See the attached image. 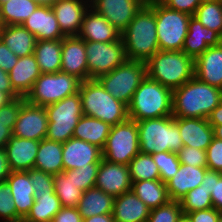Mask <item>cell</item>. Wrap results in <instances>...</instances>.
<instances>
[{"instance_id": "cell-37", "label": "cell", "mask_w": 222, "mask_h": 222, "mask_svg": "<svg viewBox=\"0 0 222 222\" xmlns=\"http://www.w3.org/2000/svg\"><path fill=\"white\" fill-rule=\"evenodd\" d=\"M55 194L61 201L62 207H77L83 191L76 187L72 180V170L53 175Z\"/></svg>"}, {"instance_id": "cell-63", "label": "cell", "mask_w": 222, "mask_h": 222, "mask_svg": "<svg viewBox=\"0 0 222 222\" xmlns=\"http://www.w3.org/2000/svg\"><path fill=\"white\" fill-rule=\"evenodd\" d=\"M137 1L140 2L142 5H150L157 0H137Z\"/></svg>"}, {"instance_id": "cell-34", "label": "cell", "mask_w": 222, "mask_h": 222, "mask_svg": "<svg viewBox=\"0 0 222 222\" xmlns=\"http://www.w3.org/2000/svg\"><path fill=\"white\" fill-rule=\"evenodd\" d=\"M131 190L150 209L165 205L170 201L167 186L160 179L132 181Z\"/></svg>"}, {"instance_id": "cell-50", "label": "cell", "mask_w": 222, "mask_h": 222, "mask_svg": "<svg viewBox=\"0 0 222 222\" xmlns=\"http://www.w3.org/2000/svg\"><path fill=\"white\" fill-rule=\"evenodd\" d=\"M191 222H218L221 212L215 208H208L186 214Z\"/></svg>"}, {"instance_id": "cell-5", "label": "cell", "mask_w": 222, "mask_h": 222, "mask_svg": "<svg viewBox=\"0 0 222 222\" xmlns=\"http://www.w3.org/2000/svg\"><path fill=\"white\" fill-rule=\"evenodd\" d=\"M147 76L170 89L194 77V59L183 51H158L146 62Z\"/></svg>"}, {"instance_id": "cell-64", "label": "cell", "mask_w": 222, "mask_h": 222, "mask_svg": "<svg viewBox=\"0 0 222 222\" xmlns=\"http://www.w3.org/2000/svg\"><path fill=\"white\" fill-rule=\"evenodd\" d=\"M178 222H191L186 215H182V217L178 220Z\"/></svg>"}, {"instance_id": "cell-30", "label": "cell", "mask_w": 222, "mask_h": 222, "mask_svg": "<svg viewBox=\"0 0 222 222\" xmlns=\"http://www.w3.org/2000/svg\"><path fill=\"white\" fill-rule=\"evenodd\" d=\"M114 199V196L93 187L83 192L77 208L83 219L95 215L110 214L113 212Z\"/></svg>"}, {"instance_id": "cell-36", "label": "cell", "mask_w": 222, "mask_h": 222, "mask_svg": "<svg viewBox=\"0 0 222 222\" xmlns=\"http://www.w3.org/2000/svg\"><path fill=\"white\" fill-rule=\"evenodd\" d=\"M35 202L24 222H52L62 205L56 194H34Z\"/></svg>"}, {"instance_id": "cell-28", "label": "cell", "mask_w": 222, "mask_h": 222, "mask_svg": "<svg viewBox=\"0 0 222 222\" xmlns=\"http://www.w3.org/2000/svg\"><path fill=\"white\" fill-rule=\"evenodd\" d=\"M8 74L14 91L20 97H26L42 73L34 54H31L19 57L18 62Z\"/></svg>"}, {"instance_id": "cell-61", "label": "cell", "mask_w": 222, "mask_h": 222, "mask_svg": "<svg viewBox=\"0 0 222 222\" xmlns=\"http://www.w3.org/2000/svg\"><path fill=\"white\" fill-rule=\"evenodd\" d=\"M214 132V137L222 140V125H211Z\"/></svg>"}, {"instance_id": "cell-13", "label": "cell", "mask_w": 222, "mask_h": 222, "mask_svg": "<svg viewBox=\"0 0 222 222\" xmlns=\"http://www.w3.org/2000/svg\"><path fill=\"white\" fill-rule=\"evenodd\" d=\"M47 127L48 116L45 107L25 100L18 113L13 136L41 141L46 138Z\"/></svg>"}, {"instance_id": "cell-45", "label": "cell", "mask_w": 222, "mask_h": 222, "mask_svg": "<svg viewBox=\"0 0 222 222\" xmlns=\"http://www.w3.org/2000/svg\"><path fill=\"white\" fill-rule=\"evenodd\" d=\"M34 194H55L54 179L50 173L32 168L28 171Z\"/></svg>"}, {"instance_id": "cell-11", "label": "cell", "mask_w": 222, "mask_h": 222, "mask_svg": "<svg viewBox=\"0 0 222 222\" xmlns=\"http://www.w3.org/2000/svg\"><path fill=\"white\" fill-rule=\"evenodd\" d=\"M140 152L137 122L127 119L111 127L102 149V158L111 163L129 165Z\"/></svg>"}, {"instance_id": "cell-16", "label": "cell", "mask_w": 222, "mask_h": 222, "mask_svg": "<svg viewBox=\"0 0 222 222\" xmlns=\"http://www.w3.org/2000/svg\"><path fill=\"white\" fill-rule=\"evenodd\" d=\"M81 81L88 80V63L85 41L78 36H65L62 39L61 70Z\"/></svg>"}, {"instance_id": "cell-10", "label": "cell", "mask_w": 222, "mask_h": 222, "mask_svg": "<svg viewBox=\"0 0 222 222\" xmlns=\"http://www.w3.org/2000/svg\"><path fill=\"white\" fill-rule=\"evenodd\" d=\"M146 75V62L126 60L111 72L99 76L97 80L115 99L128 106Z\"/></svg>"}, {"instance_id": "cell-21", "label": "cell", "mask_w": 222, "mask_h": 222, "mask_svg": "<svg viewBox=\"0 0 222 222\" xmlns=\"http://www.w3.org/2000/svg\"><path fill=\"white\" fill-rule=\"evenodd\" d=\"M40 141L11 136L4 147L11 171L34 168Z\"/></svg>"}, {"instance_id": "cell-24", "label": "cell", "mask_w": 222, "mask_h": 222, "mask_svg": "<svg viewBox=\"0 0 222 222\" xmlns=\"http://www.w3.org/2000/svg\"><path fill=\"white\" fill-rule=\"evenodd\" d=\"M38 40H58L65 35L61 32L51 6L39 5L22 24Z\"/></svg>"}, {"instance_id": "cell-48", "label": "cell", "mask_w": 222, "mask_h": 222, "mask_svg": "<svg viewBox=\"0 0 222 222\" xmlns=\"http://www.w3.org/2000/svg\"><path fill=\"white\" fill-rule=\"evenodd\" d=\"M202 1L203 0H161L160 2L171 10L185 12L192 16Z\"/></svg>"}, {"instance_id": "cell-9", "label": "cell", "mask_w": 222, "mask_h": 222, "mask_svg": "<svg viewBox=\"0 0 222 222\" xmlns=\"http://www.w3.org/2000/svg\"><path fill=\"white\" fill-rule=\"evenodd\" d=\"M81 82L77 77L62 71L42 73L26 95L25 100L28 103L45 107L79 92Z\"/></svg>"}, {"instance_id": "cell-4", "label": "cell", "mask_w": 222, "mask_h": 222, "mask_svg": "<svg viewBox=\"0 0 222 222\" xmlns=\"http://www.w3.org/2000/svg\"><path fill=\"white\" fill-rule=\"evenodd\" d=\"M79 94L85 116L102 120L110 126L128 119V106L115 99L97 79L82 81Z\"/></svg>"}, {"instance_id": "cell-49", "label": "cell", "mask_w": 222, "mask_h": 222, "mask_svg": "<svg viewBox=\"0 0 222 222\" xmlns=\"http://www.w3.org/2000/svg\"><path fill=\"white\" fill-rule=\"evenodd\" d=\"M25 97H18L10 101L7 105L0 108V120L16 121Z\"/></svg>"}, {"instance_id": "cell-55", "label": "cell", "mask_w": 222, "mask_h": 222, "mask_svg": "<svg viewBox=\"0 0 222 222\" xmlns=\"http://www.w3.org/2000/svg\"><path fill=\"white\" fill-rule=\"evenodd\" d=\"M0 91L6 93L12 100L20 97L13 89L8 72L0 68Z\"/></svg>"}, {"instance_id": "cell-54", "label": "cell", "mask_w": 222, "mask_h": 222, "mask_svg": "<svg viewBox=\"0 0 222 222\" xmlns=\"http://www.w3.org/2000/svg\"><path fill=\"white\" fill-rule=\"evenodd\" d=\"M16 121L0 120V148H4L10 137L13 135V129Z\"/></svg>"}, {"instance_id": "cell-32", "label": "cell", "mask_w": 222, "mask_h": 222, "mask_svg": "<svg viewBox=\"0 0 222 222\" xmlns=\"http://www.w3.org/2000/svg\"><path fill=\"white\" fill-rule=\"evenodd\" d=\"M63 143L42 139L39 144L34 168L52 175L64 171L62 161Z\"/></svg>"}, {"instance_id": "cell-2", "label": "cell", "mask_w": 222, "mask_h": 222, "mask_svg": "<svg viewBox=\"0 0 222 222\" xmlns=\"http://www.w3.org/2000/svg\"><path fill=\"white\" fill-rule=\"evenodd\" d=\"M121 38L127 60L147 62L159 51L153 3L142 5Z\"/></svg>"}, {"instance_id": "cell-26", "label": "cell", "mask_w": 222, "mask_h": 222, "mask_svg": "<svg viewBox=\"0 0 222 222\" xmlns=\"http://www.w3.org/2000/svg\"><path fill=\"white\" fill-rule=\"evenodd\" d=\"M207 167L180 164L177 173L166 183L170 200L179 201L190 190L200 186Z\"/></svg>"}, {"instance_id": "cell-35", "label": "cell", "mask_w": 222, "mask_h": 222, "mask_svg": "<svg viewBox=\"0 0 222 222\" xmlns=\"http://www.w3.org/2000/svg\"><path fill=\"white\" fill-rule=\"evenodd\" d=\"M39 5L33 0H9L0 5V26L22 25Z\"/></svg>"}, {"instance_id": "cell-22", "label": "cell", "mask_w": 222, "mask_h": 222, "mask_svg": "<svg viewBox=\"0 0 222 222\" xmlns=\"http://www.w3.org/2000/svg\"><path fill=\"white\" fill-rule=\"evenodd\" d=\"M84 41L112 42L121 40L119 32L111 23L89 7L77 35Z\"/></svg>"}, {"instance_id": "cell-6", "label": "cell", "mask_w": 222, "mask_h": 222, "mask_svg": "<svg viewBox=\"0 0 222 222\" xmlns=\"http://www.w3.org/2000/svg\"><path fill=\"white\" fill-rule=\"evenodd\" d=\"M140 152L177 153L184 145L172 115L137 121Z\"/></svg>"}, {"instance_id": "cell-20", "label": "cell", "mask_w": 222, "mask_h": 222, "mask_svg": "<svg viewBox=\"0 0 222 222\" xmlns=\"http://www.w3.org/2000/svg\"><path fill=\"white\" fill-rule=\"evenodd\" d=\"M184 146L206 151L214 138L208 119L174 117Z\"/></svg>"}, {"instance_id": "cell-65", "label": "cell", "mask_w": 222, "mask_h": 222, "mask_svg": "<svg viewBox=\"0 0 222 222\" xmlns=\"http://www.w3.org/2000/svg\"><path fill=\"white\" fill-rule=\"evenodd\" d=\"M7 1H9V0H0V5H1L2 3L7 2Z\"/></svg>"}, {"instance_id": "cell-15", "label": "cell", "mask_w": 222, "mask_h": 222, "mask_svg": "<svg viewBox=\"0 0 222 222\" xmlns=\"http://www.w3.org/2000/svg\"><path fill=\"white\" fill-rule=\"evenodd\" d=\"M90 7L122 33L142 4L137 0H92Z\"/></svg>"}, {"instance_id": "cell-46", "label": "cell", "mask_w": 222, "mask_h": 222, "mask_svg": "<svg viewBox=\"0 0 222 222\" xmlns=\"http://www.w3.org/2000/svg\"><path fill=\"white\" fill-rule=\"evenodd\" d=\"M178 160L180 164L191 165L194 167H207L206 151L190 147L183 146L177 152Z\"/></svg>"}, {"instance_id": "cell-59", "label": "cell", "mask_w": 222, "mask_h": 222, "mask_svg": "<svg viewBox=\"0 0 222 222\" xmlns=\"http://www.w3.org/2000/svg\"><path fill=\"white\" fill-rule=\"evenodd\" d=\"M83 222H114L113 214L95 215L89 218L83 219Z\"/></svg>"}, {"instance_id": "cell-40", "label": "cell", "mask_w": 222, "mask_h": 222, "mask_svg": "<svg viewBox=\"0 0 222 222\" xmlns=\"http://www.w3.org/2000/svg\"><path fill=\"white\" fill-rule=\"evenodd\" d=\"M179 202L183 215L189 212L213 208L211 194L203 186L190 190Z\"/></svg>"}, {"instance_id": "cell-14", "label": "cell", "mask_w": 222, "mask_h": 222, "mask_svg": "<svg viewBox=\"0 0 222 222\" xmlns=\"http://www.w3.org/2000/svg\"><path fill=\"white\" fill-rule=\"evenodd\" d=\"M95 187L114 197L130 191L132 180L129 166L111 163L102 158L97 171Z\"/></svg>"}, {"instance_id": "cell-52", "label": "cell", "mask_w": 222, "mask_h": 222, "mask_svg": "<svg viewBox=\"0 0 222 222\" xmlns=\"http://www.w3.org/2000/svg\"><path fill=\"white\" fill-rule=\"evenodd\" d=\"M52 222H83L77 207H62Z\"/></svg>"}, {"instance_id": "cell-31", "label": "cell", "mask_w": 222, "mask_h": 222, "mask_svg": "<svg viewBox=\"0 0 222 222\" xmlns=\"http://www.w3.org/2000/svg\"><path fill=\"white\" fill-rule=\"evenodd\" d=\"M111 127L102 120L83 115L75 126L73 137L103 149Z\"/></svg>"}, {"instance_id": "cell-1", "label": "cell", "mask_w": 222, "mask_h": 222, "mask_svg": "<svg viewBox=\"0 0 222 222\" xmlns=\"http://www.w3.org/2000/svg\"><path fill=\"white\" fill-rule=\"evenodd\" d=\"M222 101V90L195 76L173 89L172 116L207 119Z\"/></svg>"}, {"instance_id": "cell-57", "label": "cell", "mask_w": 222, "mask_h": 222, "mask_svg": "<svg viewBox=\"0 0 222 222\" xmlns=\"http://www.w3.org/2000/svg\"><path fill=\"white\" fill-rule=\"evenodd\" d=\"M213 178H221L218 171L214 170H207L202 183L200 186H203L210 194L212 193V186H213Z\"/></svg>"}, {"instance_id": "cell-58", "label": "cell", "mask_w": 222, "mask_h": 222, "mask_svg": "<svg viewBox=\"0 0 222 222\" xmlns=\"http://www.w3.org/2000/svg\"><path fill=\"white\" fill-rule=\"evenodd\" d=\"M210 125H222V101L207 118Z\"/></svg>"}, {"instance_id": "cell-12", "label": "cell", "mask_w": 222, "mask_h": 222, "mask_svg": "<svg viewBox=\"0 0 222 222\" xmlns=\"http://www.w3.org/2000/svg\"><path fill=\"white\" fill-rule=\"evenodd\" d=\"M88 79H97L109 73L126 60L123 40L112 42L85 41Z\"/></svg>"}, {"instance_id": "cell-7", "label": "cell", "mask_w": 222, "mask_h": 222, "mask_svg": "<svg viewBox=\"0 0 222 222\" xmlns=\"http://www.w3.org/2000/svg\"><path fill=\"white\" fill-rule=\"evenodd\" d=\"M48 116L46 139L64 143L73 137L75 126L84 115L79 92L45 106Z\"/></svg>"}, {"instance_id": "cell-19", "label": "cell", "mask_w": 222, "mask_h": 222, "mask_svg": "<svg viewBox=\"0 0 222 222\" xmlns=\"http://www.w3.org/2000/svg\"><path fill=\"white\" fill-rule=\"evenodd\" d=\"M222 43V36L204 27L193 15L189 20L188 33L185 37L182 51L192 59L198 58L209 47Z\"/></svg>"}, {"instance_id": "cell-8", "label": "cell", "mask_w": 222, "mask_h": 222, "mask_svg": "<svg viewBox=\"0 0 222 222\" xmlns=\"http://www.w3.org/2000/svg\"><path fill=\"white\" fill-rule=\"evenodd\" d=\"M156 33L160 51H182L191 15L167 8L160 1L153 2Z\"/></svg>"}, {"instance_id": "cell-41", "label": "cell", "mask_w": 222, "mask_h": 222, "mask_svg": "<svg viewBox=\"0 0 222 222\" xmlns=\"http://www.w3.org/2000/svg\"><path fill=\"white\" fill-rule=\"evenodd\" d=\"M160 172V180L167 183L179 170L180 161L177 153L157 152L151 154Z\"/></svg>"}, {"instance_id": "cell-47", "label": "cell", "mask_w": 222, "mask_h": 222, "mask_svg": "<svg viewBox=\"0 0 222 222\" xmlns=\"http://www.w3.org/2000/svg\"><path fill=\"white\" fill-rule=\"evenodd\" d=\"M207 168L209 170H222V140L213 138L206 150Z\"/></svg>"}, {"instance_id": "cell-39", "label": "cell", "mask_w": 222, "mask_h": 222, "mask_svg": "<svg viewBox=\"0 0 222 222\" xmlns=\"http://www.w3.org/2000/svg\"><path fill=\"white\" fill-rule=\"evenodd\" d=\"M129 172L132 181L160 179L158 166L151 154L139 152L129 163Z\"/></svg>"}, {"instance_id": "cell-17", "label": "cell", "mask_w": 222, "mask_h": 222, "mask_svg": "<svg viewBox=\"0 0 222 222\" xmlns=\"http://www.w3.org/2000/svg\"><path fill=\"white\" fill-rule=\"evenodd\" d=\"M51 7L61 32L65 36H77L90 3L85 0H58Z\"/></svg>"}, {"instance_id": "cell-3", "label": "cell", "mask_w": 222, "mask_h": 222, "mask_svg": "<svg viewBox=\"0 0 222 222\" xmlns=\"http://www.w3.org/2000/svg\"><path fill=\"white\" fill-rule=\"evenodd\" d=\"M173 90L147 75L141 81L128 105V118L142 121L172 115Z\"/></svg>"}, {"instance_id": "cell-53", "label": "cell", "mask_w": 222, "mask_h": 222, "mask_svg": "<svg viewBox=\"0 0 222 222\" xmlns=\"http://www.w3.org/2000/svg\"><path fill=\"white\" fill-rule=\"evenodd\" d=\"M211 199L213 208L222 212V177L213 178Z\"/></svg>"}, {"instance_id": "cell-62", "label": "cell", "mask_w": 222, "mask_h": 222, "mask_svg": "<svg viewBox=\"0 0 222 222\" xmlns=\"http://www.w3.org/2000/svg\"><path fill=\"white\" fill-rule=\"evenodd\" d=\"M35 3H37L38 5H42V6H52L53 4H55L58 0H33Z\"/></svg>"}, {"instance_id": "cell-66", "label": "cell", "mask_w": 222, "mask_h": 222, "mask_svg": "<svg viewBox=\"0 0 222 222\" xmlns=\"http://www.w3.org/2000/svg\"><path fill=\"white\" fill-rule=\"evenodd\" d=\"M218 222H222V216L219 218Z\"/></svg>"}, {"instance_id": "cell-43", "label": "cell", "mask_w": 222, "mask_h": 222, "mask_svg": "<svg viewBox=\"0 0 222 222\" xmlns=\"http://www.w3.org/2000/svg\"><path fill=\"white\" fill-rule=\"evenodd\" d=\"M100 163H89L87 166L72 169V180L81 191L95 187L97 171Z\"/></svg>"}, {"instance_id": "cell-42", "label": "cell", "mask_w": 222, "mask_h": 222, "mask_svg": "<svg viewBox=\"0 0 222 222\" xmlns=\"http://www.w3.org/2000/svg\"><path fill=\"white\" fill-rule=\"evenodd\" d=\"M182 215L180 202L170 200L165 205L151 209L147 222H178Z\"/></svg>"}, {"instance_id": "cell-44", "label": "cell", "mask_w": 222, "mask_h": 222, "mask_svg": "<svg viewBox=\"0 0 222 222\" xmlns=\"http://www.w3.org/2000/svg\"><path fill=\"white\" fill-rule=\"evenodd\" d=\"M0 219L3 222H17L15 202L6 181L0 182Z\"/></svg>"}, {"instance_id": "cell-29", "label": "cell", "mask_w": 222, "mask_h": 222, "mask_svg": "<svg viewBox=\"0 0 222 222\" xmlns=\"http://www.w3.org/2000/svg\"><path fill=\"white\" fill-rule=\"evenodd\" d=\"M0 40L18 57L33 54L37 42L23 25L0 26Z\"/></svg>"}, {"instance_id": "cell-23", "label": "cell", "mask_w": 222, "mask_h": 222, "mask_svg": "<svg viewBox=\"0 0 222 222\" xmlns=\"http://www.w3.org/2000/svg\"><path fill=\"white\" fill-rule=\"evenodd\" d=\"M194 76L222 90V43L209 47L194 60Z\"/></svg>"}, {"instance_id": "cell-33", "label": "cell", "mask_w": 222, "mask_h": 222, "mask_svg": "<svg viewBox=\"0 0 222 222\" xmlns=\"http://www.w3.org/2000/svg\"><path fill=\"white\" fill-rule=\"evenodd\" d=\"M62 39L38 40L34 56L41 73H56L61 70Z\"/></svg>"}, {"instance_id": "cell-27", "label": "cell", "mask_w": 222, "mask_h": 222, "mask_svg": "<svg viewBox=\"0 0 222 222\" xmlns=\"http://www.w3.org/2000/svg\"><path fill=\"white\" fill-rule=\"evenodd\" d=\"M151 209L132 190L115 197L114 222H147Z\"/></svg>"}, {"instance_id": "cell-38", "label": "cell", "mask_w": 222, "mask_h": 222, "mask_svg": "<svg viewBox=\"0 0 222 222\" xmlns=\"http://www.w3.org/2000/svg\"><path fill=\"white\" fill-rule=\"evenodd\" d=\"M193 16L204 27L222 36V2L220 0H203Z\"/></svg>"}, {"instance_id": "cell-51", "label": "cell", "mask_w": 222, "mask_h": 222, "mask_svg": "<svg viewBox=\"0 0 222 222\" xmlns=\"http://www.w3.org/2000/svg\"><path fill=\"white\" fill-rule=\"evenodd\" d=\"M16 56L7 46L0 40V68L9 72L18 62Z\"/></svg>"}, {"instance_id": "cell-56", "label": "cell", "mask_w": 222, "mask_h": 222, "mask_svg": "<svg viewBox=\"0 0 222 222\" xmlns=\"http://www.w3.org/2000/svg\"><path fill=\"white\" fill-rule=\"evenodd\" d=\"M10 173L6 151L4 148H0V182L6 181Z\"/></svg>"}, {"instance_id": "cell-25", "label": "cell", "mask_w": 222, "mask_h": 222, "mask_svg": "<svg viewBox=\"0 0 222 222\" xmlns=\"http://www.w3.org/2000/svg\"><path fill=\"white\" fill-rule=\"evenodd\" d=\"M17 210V222L22 221L34 205V188L28 171H11L6 179Z\"/></svg>"}, {"instance_id": "cell-60", "label": "cell", "mask_w": 222, "mask_h": 222, "mask_svg": "<svg viewBox=\"0 0 222 222\" xmlns=\"http://www.w3.org/2000/svg\"><path fill=\"white\" fill-rule=\"evenodd\" d=\"M12 99L6 94L0 91V108L7 105Z\"/></svg>"}, {"instance_id": "cell-18", "label": "cell", "mask_w": 222, "mask_h": 222, "mask_svg": "<svg viewBox=\"0 0 222 222\" xmlns=\"http://www.w3.org/2000/svg\"><path fill=\"white\" fill-rule=\"evenodd\" d=\"M102 150L78 138H70L63 143L62 161L64 171L87 166L89 163H100Z\"/></svg>"}, {"instance_id": "cell-67", "label": "cell", "mask_w": 222, "mask_h": 222, "mask_svg": "<svg viewBox=\"0 0 222 222\" xmlns=\"http://www.w3.org/2000/svg\"><path fill=\"white\" fill-rule=\"evenodd\" d=\"M220 176L222 177V170L219 171Z\"/></svg>"}]
</instances>
